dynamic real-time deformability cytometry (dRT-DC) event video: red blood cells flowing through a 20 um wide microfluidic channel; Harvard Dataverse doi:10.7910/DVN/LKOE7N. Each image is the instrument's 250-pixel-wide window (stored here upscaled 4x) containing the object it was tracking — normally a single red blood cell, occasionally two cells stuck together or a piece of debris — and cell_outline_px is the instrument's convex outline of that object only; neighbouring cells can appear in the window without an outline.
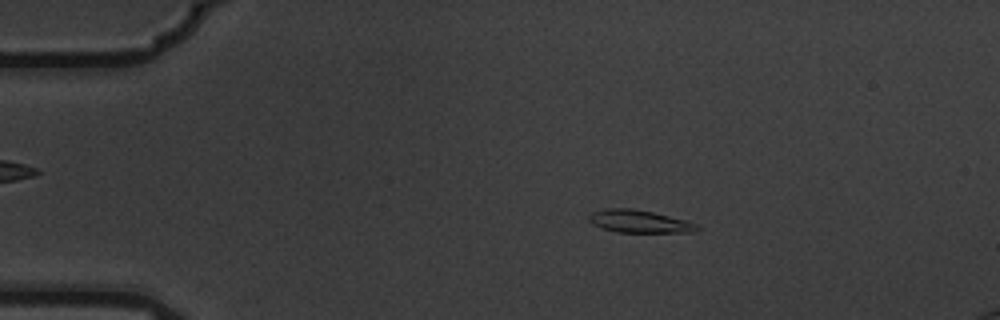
{"species": "common noctule bat (a hibernating species)", "species_latin": "Nyctalus noctula", "temperature_condition": "warm", "stored_images_in_passage": 4, "camera_frame_rate_fps": 3000, "um_per_image_px": 0.085, "animal": {"sex": "male", "body_mass_g": 19.5, "forearm_length_mm": 54.6}, "frame": {"image": 1, "passage_image": 2, "time_ms": 0.333, "image_size_px": [1000, 320], "cell_outline_px": [[700, 228], [696, 232], [616, 232], [592, 224], [588, 220], [588, 216], [592, 212], [604, 208], [632, 208], [652, 212], [684, 220], [696, 224]], "centroid_in_image_um": [54.3, 18.81], "position_along_channel_um": 30.7, "area_um2": 14.16}}